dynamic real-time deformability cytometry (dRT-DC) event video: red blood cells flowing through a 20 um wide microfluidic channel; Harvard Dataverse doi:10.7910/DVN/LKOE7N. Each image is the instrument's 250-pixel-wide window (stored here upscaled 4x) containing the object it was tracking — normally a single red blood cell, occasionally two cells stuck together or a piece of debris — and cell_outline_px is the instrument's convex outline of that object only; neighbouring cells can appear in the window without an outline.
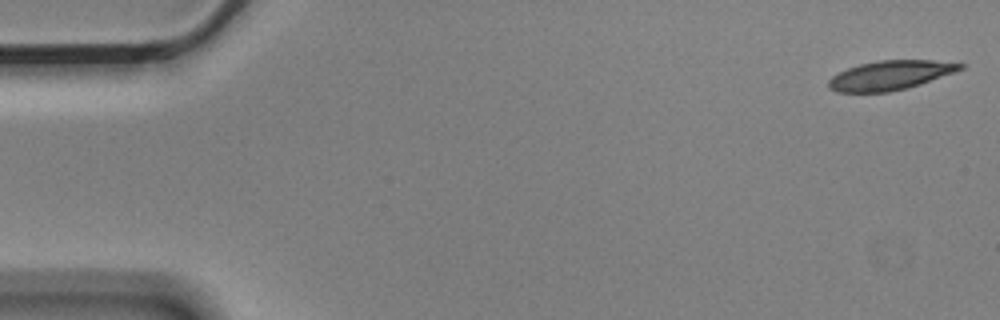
{"species": "Egyptian fruit bat (a non-hibernating species)", "species_latin": "Rousettus aegyptiacus", "temperature_condition": "cold", "stored_images_in_passage": 5, "camera_frame_rate_fps": 3000, "um_per_image_px": 0.085, "animal": {"sex": "male"}, "frame": {"image": 1, "passage_image": 1, "time_ms": 0.0, "image_size_px": [1000, 320], "cell_outline_px": [[968, 64], [964, 68], [956, 72], [908, 88], [888, 92], [836, 92], [828, 88], [828, 80], [832, 76], [848, 68], [860, 64], [880, 60], [932, 60]], "centroid_in_image_um": [75.7, 6.4], "position_along_channel_um": 9.3, "area_um2": 22.54}}
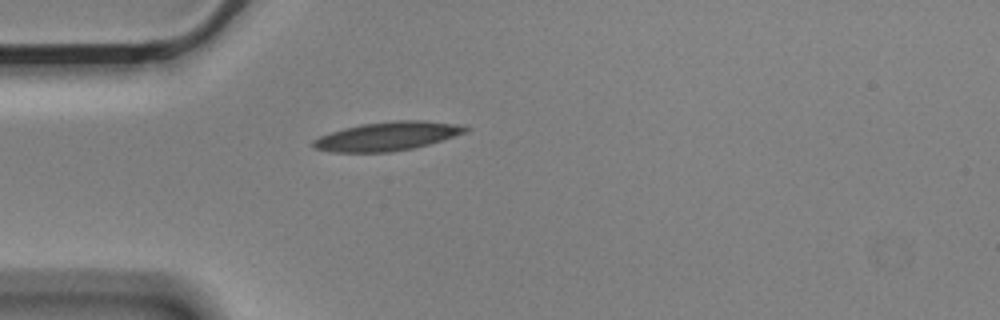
{"frame": {"image": 2, "passage_image": 5, "time_ms": 1.333, "image_size_px": [1000, 320], "cell_outline_px": [[472, 128], [464, 132], [428, 144], [412, 148], [392, 152], [332, 152], [312, 148], [312, 140], [320, 136], [344, 128], [360, 124], [392, 120], [424, 120], [456, 124]], "centroid_in_image_um": [32.87, 11.57], "position_along_channel_um": 52.1, "area_um2": 25.37}}